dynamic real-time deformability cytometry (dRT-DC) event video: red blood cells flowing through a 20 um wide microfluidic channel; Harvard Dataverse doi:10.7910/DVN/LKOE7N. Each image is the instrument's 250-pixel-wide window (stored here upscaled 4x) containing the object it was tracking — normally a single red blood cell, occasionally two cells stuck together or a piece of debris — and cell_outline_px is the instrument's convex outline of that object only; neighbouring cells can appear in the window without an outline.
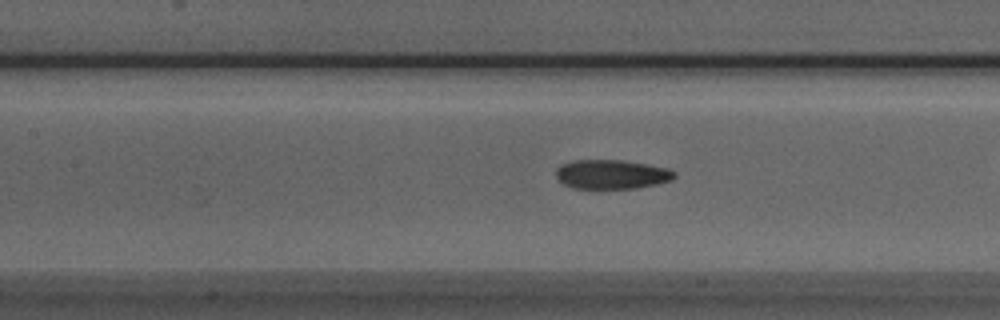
{"species": "Egyptian fruit bat (a non-hibernating species)", "species_latin": "Rousettus aegyptiacus", "temperature_condition": "room temperature", "stored_images_in_passage": 40, "camera_frame_rate_fps": 3000, "um_per_image_px": 0.085, "animal": {"sex": "male"}, "frame": {"image": 1, "passage_image": 23, "time_ms": 7.333, "image_size_px": [1000, 320], "cell_outline_px": [[676, 176], [672, 180], [656, 184], [636, 188], [572, 188], [564, 184], [556, 176], [556, 168], [560, 164], [572, 160], [624, 160], [648, 164], [668, 168], [676, 172]], "centroid_in_image_um": [51.99, 14.8], "position_along_channel_um": 155.4, "area_um2": 20.29}}